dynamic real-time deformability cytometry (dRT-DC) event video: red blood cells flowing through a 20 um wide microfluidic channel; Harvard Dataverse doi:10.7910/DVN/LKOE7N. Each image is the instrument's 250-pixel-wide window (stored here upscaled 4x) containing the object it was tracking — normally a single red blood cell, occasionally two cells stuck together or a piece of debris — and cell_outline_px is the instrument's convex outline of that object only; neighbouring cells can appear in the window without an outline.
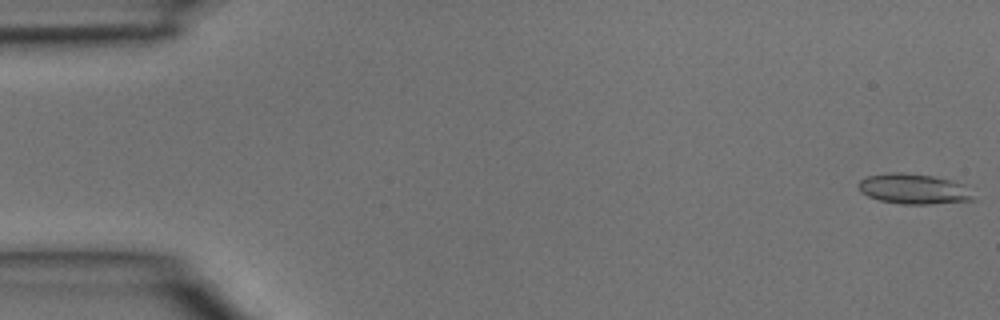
{"species": "common noctule bat (a hibernating species)", "species_latin": "Nyctalus noctula", "temperature_condition": "room temperature", "stored_images_in_passage": 4, "camera_frame_rate_fps": 3000, "um_per_image_px": 0.085, "animal": {"sex": "male", "body_mass_g": 15.6}, "frame": {"image": 1, "passage_image": 1, "time_ms": 0.0, "image_size_px": [1000, 320], "cell_outline_px": [[976, 200], [928, 204], [900, 204], [880, 200], [868, 196], [860, 192], [856, 184], [860, 180], [868, 176], [892, 172], [900, 172], [932, 176], [964, 184]], "centroid_in_image_um": [77.63, 16.06], "position_along_channel_um": 7.4, "area_um2": 20.17}}